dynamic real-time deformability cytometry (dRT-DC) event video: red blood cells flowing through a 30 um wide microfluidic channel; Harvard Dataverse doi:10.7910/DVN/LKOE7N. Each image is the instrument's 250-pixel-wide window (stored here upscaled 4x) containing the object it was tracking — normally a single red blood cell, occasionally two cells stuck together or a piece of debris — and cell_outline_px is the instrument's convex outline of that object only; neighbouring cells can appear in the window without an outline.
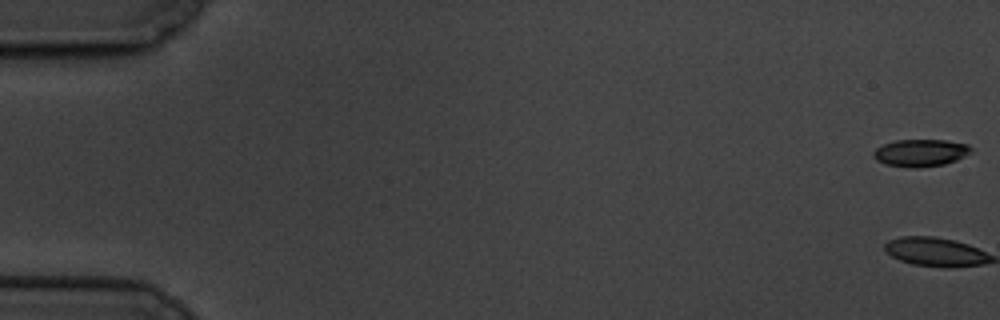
{"species": "common noctule bat (a hibernating species)", "species_latin": "Nyctalus noctula", "temperature_condition": "cold", "stored_images_in_passage": 6, "segment_of_instrument_passage": [2, 2], "camera_frame_rate_fps": 3000, "um_per_image_px": 0.085, "animal": {"sex": "male", "body_mass_g": 19.5, "forearm_length_mm": 54.6}, "frame": {"image": 1, "passage_image": 6, "time_ms": 6.667, "image_size_px": [1000, 320], "cell_outline_px": [[972, 152], [956, 160], [944, 164], [916, 168], [884, 164], [876, 160], [872, 156], [872, 152], [876, 148], [884, 144], [896, 140], [944, 140], [968, 144], [972, 148]], "centroid_in_image_um": [78.23, 12.99], "position_along_channel_um": 6.8, "area_um2": 15.49}}